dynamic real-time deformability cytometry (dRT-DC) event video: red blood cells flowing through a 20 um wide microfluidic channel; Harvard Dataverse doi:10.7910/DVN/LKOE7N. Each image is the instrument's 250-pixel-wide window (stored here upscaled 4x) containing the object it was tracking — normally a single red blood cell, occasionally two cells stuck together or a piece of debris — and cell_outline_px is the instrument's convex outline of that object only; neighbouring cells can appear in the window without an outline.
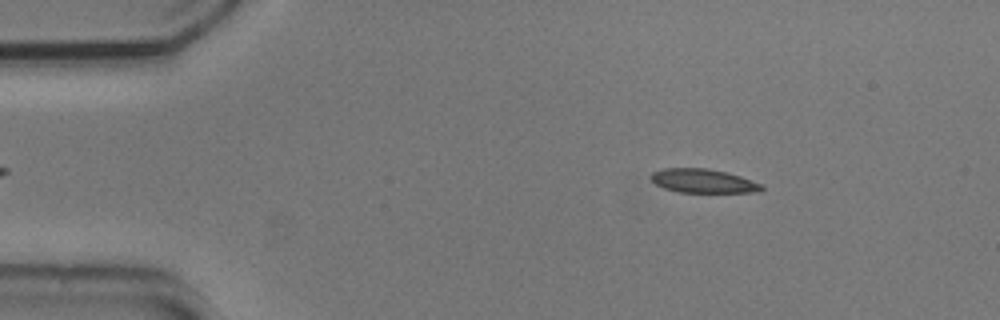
{"species": "common noctule bat (a hibernating species)", "species_latin": "Nyctalus noctula", "temperature_condition": "cold", "stored_images_in_passage": 53, "camera_frame_rate_fps": 3000, "um_per_image_px": 0.085, "animal": {"sex": "male", "body_mass_g": 20.5, "forearm_length_mm": 52.5}, "frame": {"image": 1, "passage_image": 6, "time_ms": 1.667, "image_size_px": [1000, 320], "cell_outline_px": [[764, 188], [760, 192], [680, 192], [664, 188], [656, 184], [652, 180], [652, 172], [664, 168], [708, 168], [728, 172], [764, 184]], "centroid_in_image_um": [59.82, 15.37], "position_along_channel_um": 25.2, "area_um2": 15.43}}
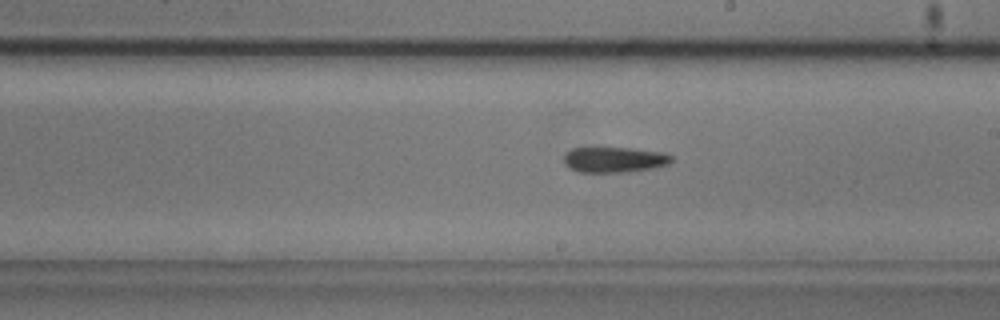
{"frame": {"image": 2, "passage_image": 29, "time_ms": 9.333, "image_size_px": [1000, 320], "cell_outline_px": [[672, 160], [668, 164], [656, 168], [624, 172], [580, 172], [568, 168], [564, 164], [564, 156], [572, 148], [632, 148], [664, 152], [672, 156]], "centroid_in_image_um": [52.23, 13.57], "position_along_channel_um": 236.8, "area_um2": 16.07}}
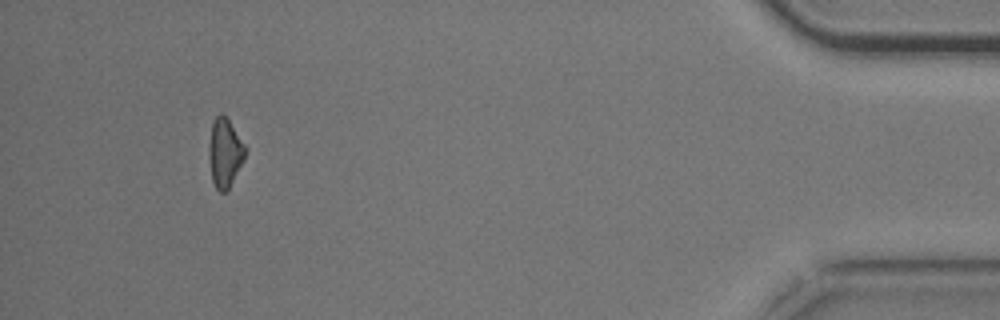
{"frame": {"image": 3, "passage_image": 49, "time_ms": 16.0, "image_size_px": [1000, 320], "cell_outline_px": [[248, 148], [244, 160], [228, 188], [224, 192], [220, 192], [216, 188], [212, 180], [208, 156], [208, 148], [212, 124], [216, 116], [220, 112], [228, 120]], "centroid_in_image_um": [19.11, 12.98], "position_along_channel_um": 416.1, "area_um2": 14.51}}